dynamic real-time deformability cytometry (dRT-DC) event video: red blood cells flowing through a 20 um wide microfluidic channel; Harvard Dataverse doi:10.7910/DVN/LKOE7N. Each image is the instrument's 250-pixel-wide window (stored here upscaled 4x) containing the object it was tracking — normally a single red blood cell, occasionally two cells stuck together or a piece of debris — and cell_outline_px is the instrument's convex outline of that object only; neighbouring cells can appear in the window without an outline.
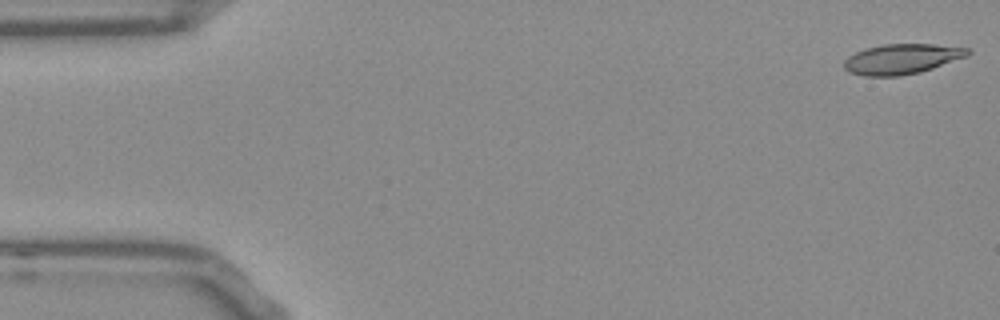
{"species": "Egyptian fruit bat (a non-hibernating species)", "species_latin": "Rousettus aegyptiacus", "temperature_condition": "room temperature", "stored_images_in_passage": 53, "camera_frame_rate_fps": 3000, "um_per_image_px": 0.085, "frame": {"image": 1, "passage_image": 1, "time_ms": 0.0, "image_size_px": [1000, 320], "cell_outline_px": [[972, 52], [968, 56], [920, 72], [900, 76], [864, 76], [848, 72], [844, 68], [844, 60], [848, 56], [864, 48], [884, 44], [932, 44], [968, 48]], "centroid_in_image_um": [76.63, 5.01], "position_along_channel_um": 8.4, "area_um2": 21.79}}
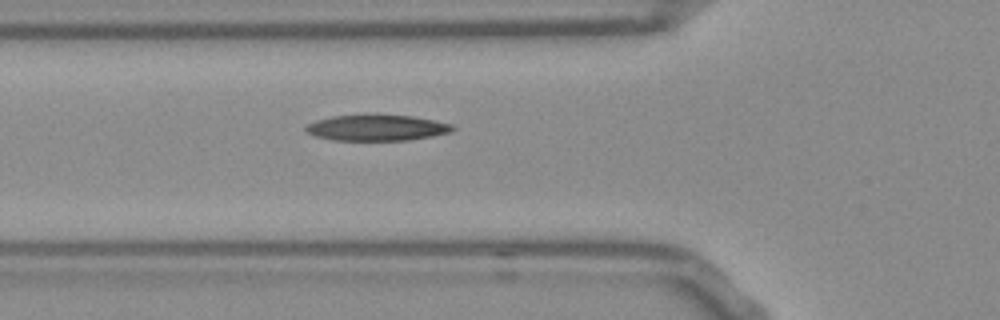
{"frame": {"image": 2, "passage_image": 18, "time_ms": 5.667, "image_size_px": [1000, 320], "cell_outline_px": [[456, 128], [452, 132], [432, 136], [408, 140], [332, 140], [316, 136], [304, 132], [304, 128], [308, 124], [316, 120], [332, 116], [372, 112], [380, 112], [412, 116], [452, 124]], "centroid_in_image_um": [32.01, 10.82], "position_along_channel_um": 93.8, "area_um2": 23.06}}
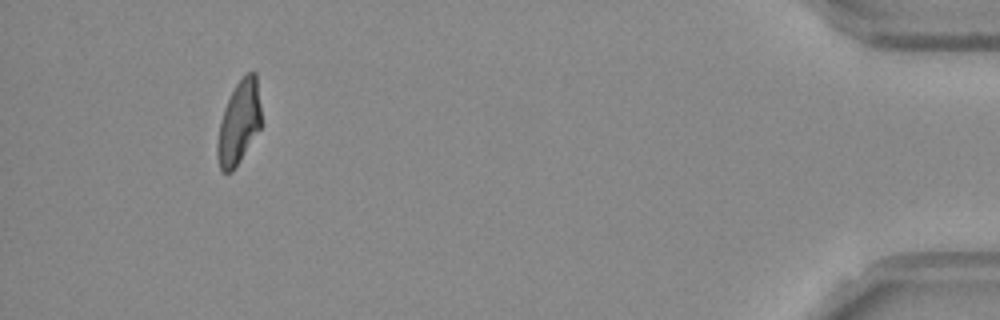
{"frame": {"image": 3, "passage_image": 49, "time_ms": 16.0, "image_size_px": [1000, 320], "cell_outline_px": [[260, 128], [240, 160], [232, 172], [224, 172], [220, 168], [216, 156], [216, 144], [220, 120], [224, 108], [236, 84], [248, 72], [256, 72], [260, 104]], "centroid_in_image_um": [20.28, 10.44], "position_along_channel_um": 414.9, "area_um2": 21.04}, "authors_computed_cell_mechanics": {"area_um2": 22.1374, "velocity_mm_per_s": 3.8005, "shape_relaxation_time_tau1_ms": 8.2513, "shape_relaxation_time_tau2_ms": 3.164, "deformation_change_tau1": 0.243, "deformation_change_tau2": 0.1006}}